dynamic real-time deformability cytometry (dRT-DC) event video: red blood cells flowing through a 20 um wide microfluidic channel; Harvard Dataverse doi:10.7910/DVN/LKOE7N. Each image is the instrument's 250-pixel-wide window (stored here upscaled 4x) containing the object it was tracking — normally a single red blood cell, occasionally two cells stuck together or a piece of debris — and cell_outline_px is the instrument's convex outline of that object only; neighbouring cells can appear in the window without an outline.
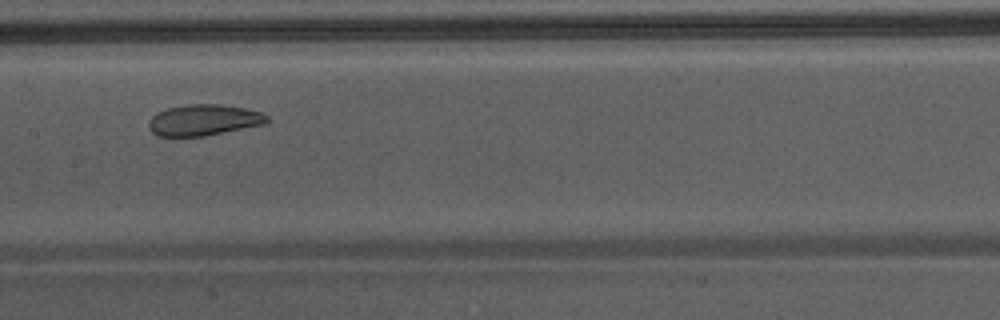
{"species": "Egyptian fruit bat (a non-hibernating species)", "species_latin": "Rousettus aegyptiacus", "temperature_condition": "warm", "stored_images_in_passage": 19, "camera_frame_rate_fps": 3000, "um_per_image_px": 0.085, "animal": {"sex": "male"}, "frame": {"image": 1, "passage_image": 9, "time_ms": 2.667, "image_size_px": [1000, 320], "cell_outline_px": [[272, 120], [268, 124], [204, 136], [156, 136], [148, 128], [148, 120], [156, 112], [168, 108], [188, 104], [220, 104], [244, 108], [260, 112], [268, 116]], "centroid_in_image_um": [17.34, 10.21], "position_along_channel_um": 190.1, "area_um2": 21.73}}